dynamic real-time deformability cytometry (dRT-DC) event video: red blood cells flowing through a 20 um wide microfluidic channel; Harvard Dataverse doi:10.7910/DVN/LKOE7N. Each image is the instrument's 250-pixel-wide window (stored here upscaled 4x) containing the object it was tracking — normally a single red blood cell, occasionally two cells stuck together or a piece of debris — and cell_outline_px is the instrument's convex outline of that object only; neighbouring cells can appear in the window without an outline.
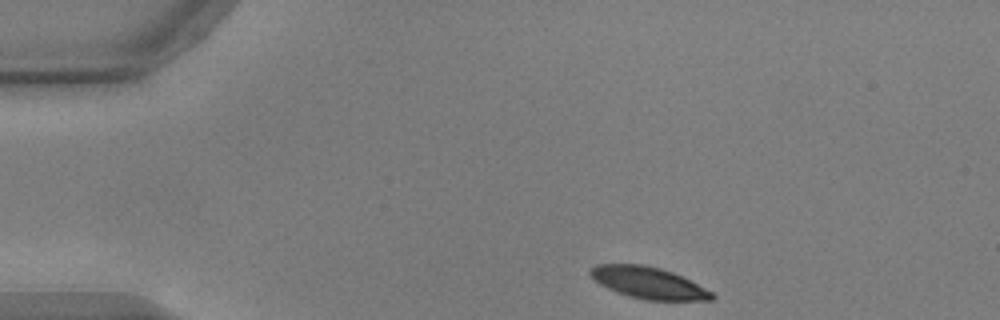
{"species": "common noctule bat (a hibernating species)", "species_latin": "Nyctalus noctula", "temperature_condition": "warm", "stored_images_in_passage": 39, "camera_frame_rate_fps": 3000, "um_per_image_px": 0.085, "animal": {"sex": "male", "body_mass_g": 17.9, "forearm_length_mm": 54.2}, "frame": {"image": 1, "passage_image": 1, "time_ms": 0.0, "image_size_px": [1000, 320], "cell_outline_px": [[716, 296], [712, 300], [648, 300], [628, 296], [616, 292], [600, 284], [588, 272], [588, 268], [596, 264], [644, 264], [660, 268], [672, 272], [712, 292]], "centroid_in_image_um": [55.07, 24.03], "position_along_channel_um": 29.9, "area_um2": 22.2}}
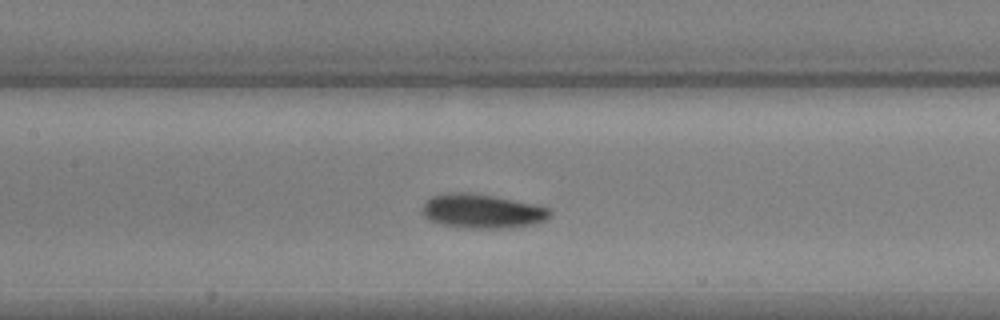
{"frame": {"image": 2, "passage_image": 17, "time_ms": 5.333, "image_size_px": [1000, 320], "cell_outline_px": [[552, 216], [544, 220], [532, 224], [512, 228], [468, 228], [440, 224], [428, 220], [424, 216], [424, 200], [432, 196], [448, 192], [472, 192], [540, 204], [548, 208], [552, 212]], "centroid_in_image_um": [41.01, 17.93], "position_along_channel_um": 166.4, "area_um2": 25.84}}
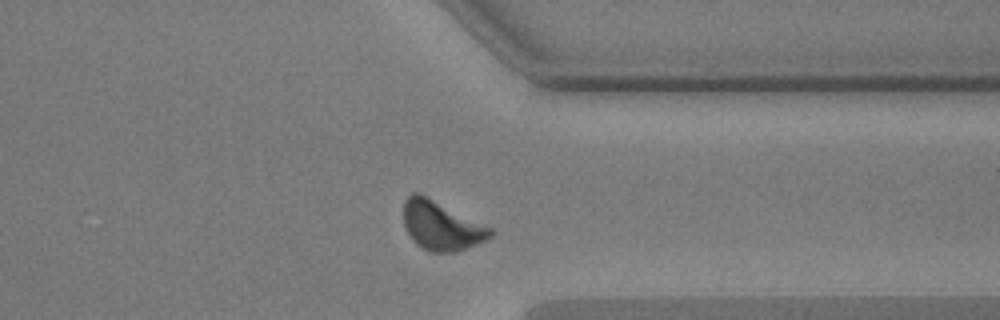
{"frame": {"image": 3, "passage_image": 34, "time_ms": 11.0, "image_size_px": [1000, 320], "cell_outline_px": [[496, 232], [488, 240], [456, 252], [432, 252], [416, 244], [412, 240], [404, 224], [404, 200], [412, 192], [420, 192], [492, 228]], "centroid_in_image_um": [37.53, 19.17], "position_along_channel_um": 373.9, "area_um2": 24.97}, "authors_computed_cell_mechanics": {"area_um2": 24.3916, "velocity_mm_per_s": 3.6982, "shape_relaxation_time_tau1_ms": 2.614, "shape_relaxation_time_tau2_ms": 8.8395, "deformation_change_tau1": 0.1308, "deformation_change_tau2": 0.15}}